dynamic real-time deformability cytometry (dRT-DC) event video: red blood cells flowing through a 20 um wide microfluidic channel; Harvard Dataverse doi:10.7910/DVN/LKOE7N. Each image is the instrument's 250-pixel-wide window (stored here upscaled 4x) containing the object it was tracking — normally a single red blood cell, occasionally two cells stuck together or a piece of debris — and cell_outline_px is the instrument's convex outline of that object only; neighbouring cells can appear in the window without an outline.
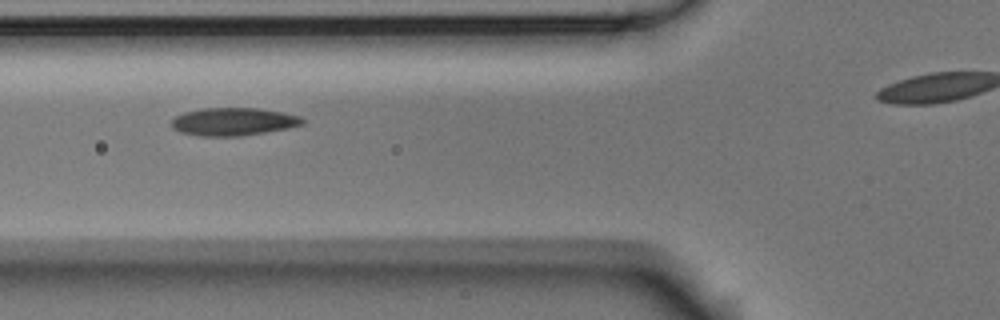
{"species": "Egyptian fruit bat (a non-hibernating species)", "species_latin": "Rousettus aegyptiacus", "temperature_condition": "room temperature", "stored_images_in_passage": 5, "camera_frame_rate_fps": 3000, "um_per_image_px": 0.085, "animal": {"sex": "male"}, "frame": {"image": 1, "passage_image": 2, "time_ms": 0.333, "image_size_px": [1000, 320], "cell_outline_px": [[304, 124], [288, 128], [240, 136], [200, 136], [180, 132], [172, 128], [172, 120], [176, 116], [184, 112], [204, 108], [260, 108], [300, 116], [304, 120]], "centroid_in_image_um": [19.83, 10.34], "position_along_channel_um": 106.0, "area_um2": 21.15}}
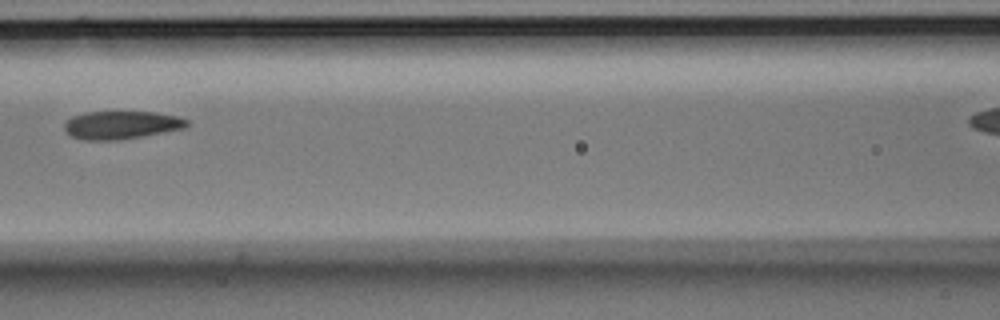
{"frame": {"image": 2, "passage_image": 3, "time_ms": 0.667, "image_size_px": [1000, 320], "cell_outline_px": [[188, 124], [184, 128], [140, 136], [116, 140], [84, 140], [72, 136], [64, 132], [64, 124], [72, 116], [84, 112], [156, 112], [176, 116], [188, 120]], "centroid_in_image_um": [10.26, 10.62], "position_along_channel_um": 156.3, "area_um2": 19.83}}
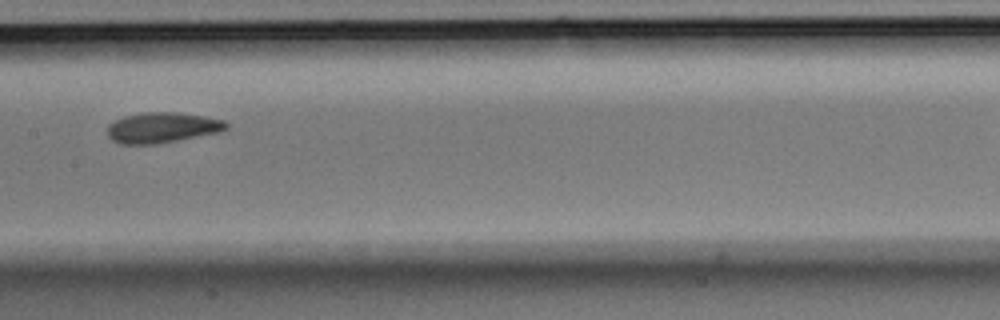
{"frame": {"image": 3, "passage_image": 4, "time_ms": 1.0, "image_size_px": [1000, 320], "cell_outline_px": [[228, 128], [216, 132], [156, 144], [120, 144], [112, 140], [108, 136], [108, 124], [124, 116], [144, 112], [176, 112], [204, 116], [224, 120], [228, 124]], "centroid_in_image_um": [13.75, 10.84], "position_along_channel_um": 193.7, "area_um2": 20.87}}